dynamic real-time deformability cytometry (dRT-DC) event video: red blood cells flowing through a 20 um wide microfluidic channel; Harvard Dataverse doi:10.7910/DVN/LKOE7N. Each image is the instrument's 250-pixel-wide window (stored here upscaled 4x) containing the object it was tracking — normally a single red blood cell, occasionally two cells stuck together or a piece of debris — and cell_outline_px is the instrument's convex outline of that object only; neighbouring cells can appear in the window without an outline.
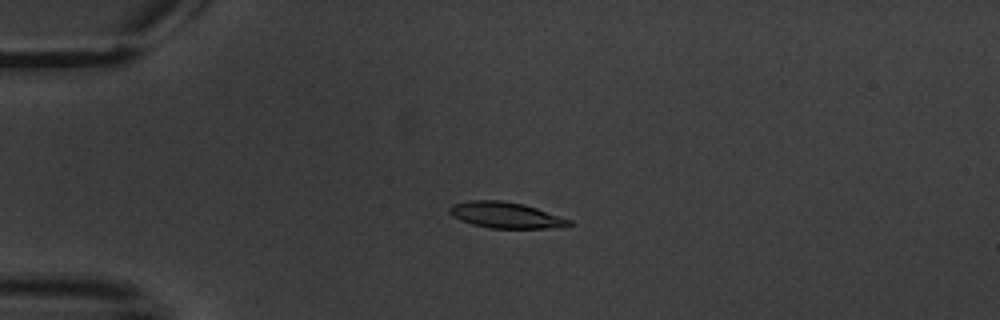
{"species": "common noctule bat (a hibernating species)", "species_latin": "Nyctalus noctula", "temperature_condition": "warm", "stored_images_in_passage": 6, "camera_frame_rate_fps": 3000, "um_per_image_px": 0.085, "animal": {"sex": "male", "body_mass_g": 20.1, "forearm_length_mm": 53.5}, "frame": {"image": 1, "passage_image": 4, "time_ms": 4.333, "image_size_px": [1000, 320], "cell_outline_px": [[572, 224], [568, 228], [488, 228], [472, 224], [460, 220], [452, 216], [448, 212], [448, 208], [452, 204], [468, 200], [500, 200], [524, 204], [572, 220]], "centroid_in_image_um": [42.99, 18.29], "position_along_channel_um": 42.0, "area_um2": 18.38}}